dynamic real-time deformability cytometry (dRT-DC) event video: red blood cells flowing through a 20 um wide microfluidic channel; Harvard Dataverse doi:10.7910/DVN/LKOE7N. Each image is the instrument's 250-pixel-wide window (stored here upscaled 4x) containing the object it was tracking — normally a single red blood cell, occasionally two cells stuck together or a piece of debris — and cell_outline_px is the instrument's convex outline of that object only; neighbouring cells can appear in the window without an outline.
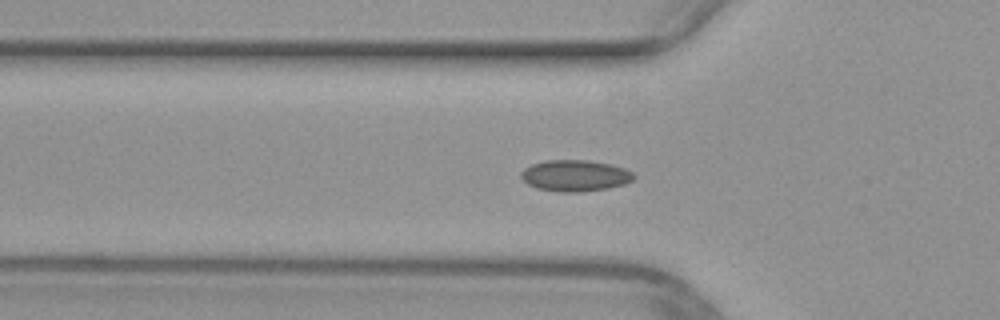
{"species": "common noctule bat (a hibernating species)", "species_latin": "Nyctalus noctula", "temperature_condition": "warm", "stored_images_in_passage": 51, "camera_frame_rate_fps": 3000, "um_per_image_px": 0.085, "animal": {"sex": "female", "body_mass_g": 29.2, "forearm_length_mm": 56.3}, "frame": {"image": 1, "passage_image": 16, "time_ms": 5.0, "image_size_px": [1000, 320], "cell_outline_px": [[636, 176], [632, 180], [624, 184], [608, 188], [580, 192], [560, 192], [536, 188], [528, 184], [520, 176], [520, 172], [524, 168], [532, 164], [544, 160], [588, 160], [612, 164], [624, 168], [632, 172]], "centroid_in_image_um": [48.87, 14.92], "position_along_channel_um": 76.9, "area_um2": 20.69}}
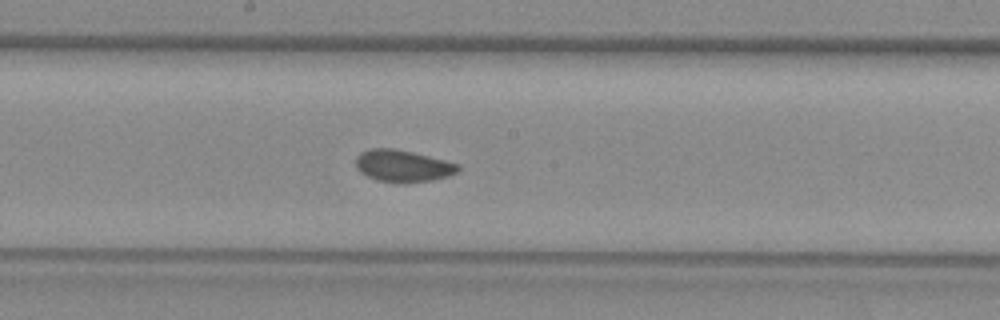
{"frame": {"image": 2, "passage_image": 26, "time_ms": 8.333, "image_size_px": [1000, 320], "cell_outline_px": [[460, 172], [448, 176], [432, 180], [404, 184], [396, 184], [376, 180], [360, 172], [356, 168], [356, 156], [360, 152], [372, 148], [392, 148], [412, 152], [460, 164]], "centroid_in_image_um": [34.24, 14.12], "position_along_channel_um": 214.0, "area_um2": 19.36}}
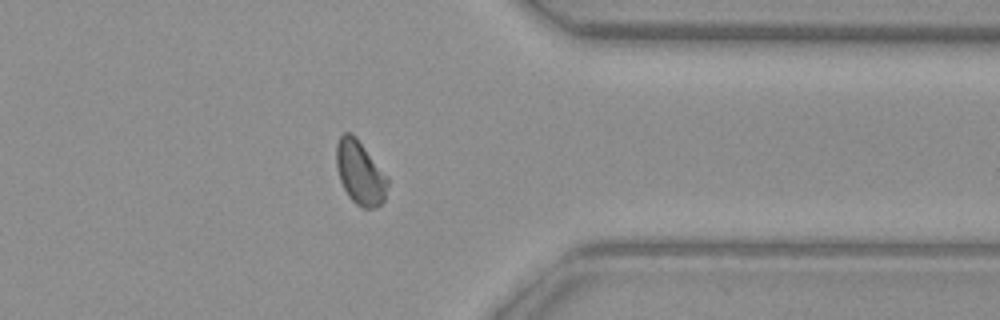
{"frame": {"image": 3, "passage_image": 39, "time_ms": 12.667, "image_size_px": [1000, 320], "cell_outline_px": [[388, 184], [384, 200], [380, 204], [372, 208], [364, 208], [356, 204], [348, 196], [340, 180], [336, 168], [336, 144], [340, 136], [344, 132], [352, 132], [356, 136], [388, 176]], "centroid_in_image_um": [30.6, 14.65], "position_along_channel_um": 380.8, "area_um2": 19.19}}